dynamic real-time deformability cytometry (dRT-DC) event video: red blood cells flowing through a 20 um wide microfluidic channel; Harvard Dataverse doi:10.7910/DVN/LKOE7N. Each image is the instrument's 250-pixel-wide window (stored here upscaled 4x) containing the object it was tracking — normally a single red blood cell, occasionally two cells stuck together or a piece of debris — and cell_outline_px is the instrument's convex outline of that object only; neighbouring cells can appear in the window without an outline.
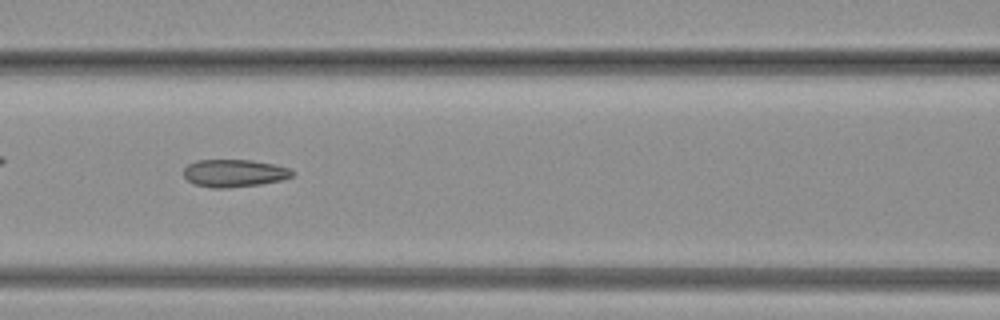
{"species": "common noctule bat (a hibernating species)", "species_latin": "Nyctalus noctula", "temperature_condition": "warm", "stored_images_in_passage": 39, "camera_frame_rate_fps": 3000, "um_per_image_px": 0.085, "animal": {"sex": "female", "body_mass_g": 19.3, "forearm_length_mm": 54.1}, "frame": {"image": 1, "passage_image": 10, "time_ms": 3.0, "image_size_px": [1000, 320], "cell_outline_px": [[296, 172], [292, 176], [280, 180], [260, 184], [224, 188], [212, 188], [196, 184], [188, 180], [184, 176], [184, 168], [188, 164], [196, 160], [252, 160], [276, 164], [288, 168]], "centroid_in_image_um": [19.92, 14.71], "position_along_channel_um": 146.7, "area_um2": 17.4}}
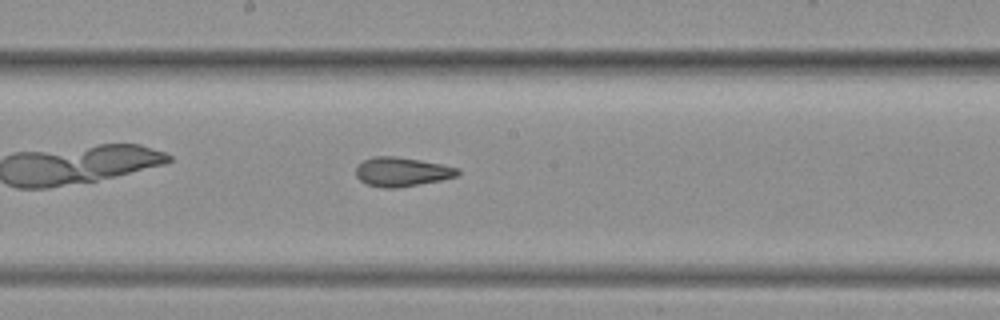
{"frame": {"image": 2, "passage_image": 18, "time_ms": 5.667, "image_size_px": [1000, 320], "cell_outline_px": [[460, 172], [456, 176], [440, 180], [396, 188], [380, 188], [368, 184], [360, 180], [356, 176], [356, 168], [364, 160], [376, 156], [392, 156], [420, 160], [460, 168]], "centroid_in_image_um": [34.15, 14.61], "position_along_channel_um": 214.1, "area_um2": 17.05}}
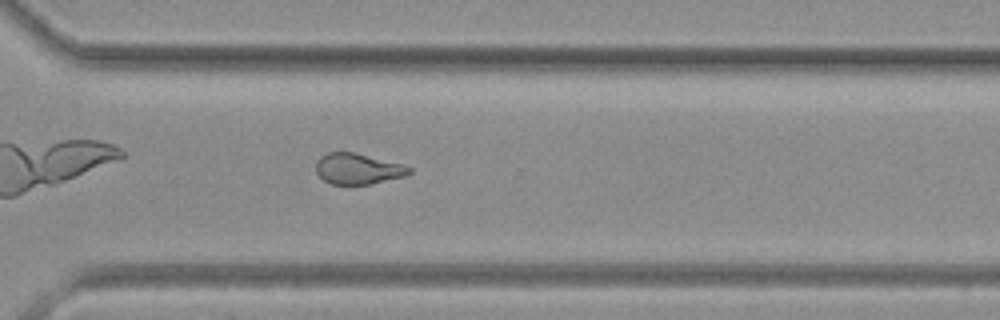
{"frame": {"image": 3, "passage_image": 33, "time_ms": 10.667, "image_size_px": [1000, 320], "cell_outline_px": [[412, 172], [404, 176], [372, 184], [332, 184], [324, 180], [316, 172], [316, 160], [320, 156], [328, 152], [356, 152], [400, 164], [412, 168]], "centroid_in_image_um": [30.4, 14.34], "position_along_channel_um": 340.2, "area_um2": 16.7}}